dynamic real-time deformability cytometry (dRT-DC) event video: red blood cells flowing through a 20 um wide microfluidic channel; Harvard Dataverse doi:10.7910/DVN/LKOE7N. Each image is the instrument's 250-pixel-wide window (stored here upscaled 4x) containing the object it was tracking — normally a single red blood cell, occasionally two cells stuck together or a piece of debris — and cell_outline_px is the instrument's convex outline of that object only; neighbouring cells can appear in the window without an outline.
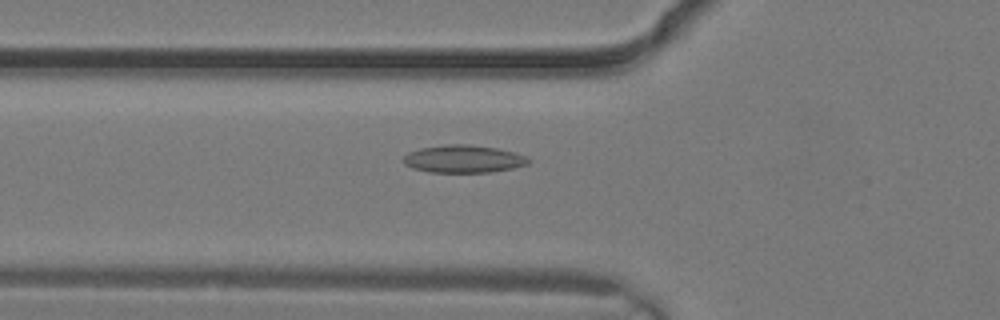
{"species": "common noctule bat (a hibernating species)", "species_latin": "Nyctalus noctula", "temperature_condition": "warm", "stored_images_in_passage": 2, "camera_frame_rate_fps": 3000, "um_per_image_px": 0.085, "animal": {"sex": "male", "body_mass_g": 19.2, "forearm_length_mm": 51.8}, "frame": {"image": 1, "passage_image": 2, "time_ms": 0.333, "image_size_px": [1000, 320], "cell_outline_px": [[532, 160], [528, 164], [512, 168], [492, 172], [428, 172], [412, 168], [404, 164], [404, 156], [408, 152], [420, 148], [444, 144], [468, 144], [496, 148], [516, 152]], "centroid_in_image_um": [39.39, 13.5], "position_along_channel_um": 86.4, "area_um2": 20.23}}